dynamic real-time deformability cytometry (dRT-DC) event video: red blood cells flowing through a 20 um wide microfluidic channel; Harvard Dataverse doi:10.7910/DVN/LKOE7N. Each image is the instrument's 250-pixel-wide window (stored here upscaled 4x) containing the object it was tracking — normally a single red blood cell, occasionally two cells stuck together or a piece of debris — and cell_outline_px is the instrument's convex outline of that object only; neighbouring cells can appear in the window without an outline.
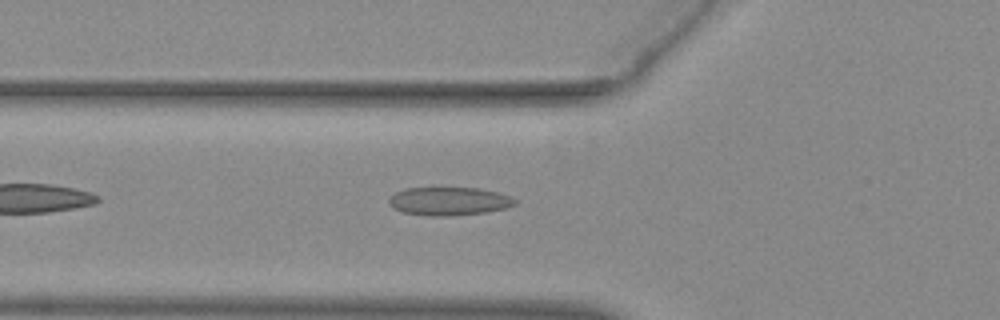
{"species": "common noctule bat (a hibernating species)", "species_latin": "Nyctalus noctula", "temperature_condition": "warm", "stored_images_in_passage": 33, "camera_frame_rate_fps": 3000, "um_per_image_px": 0.085, "animal": {"sex": "female", "body_mass_g": 29.2, "forearm_length_mm": 56.3}, "frame": {"image": 1, "passage_image": 5, "time_ms": 1.333, "image_size_px": [1000, 320], "cell_outline_px": [[516, 204], [508, 208], [484, 212], [448, 216], [428, 216], [404, 212], [392, 208], [388, 204], [388, 200], [396, 192], [408, 188], [476, 188], [496, 192], [512, 196], [516, 200]], "centroid_in_image_um": [38.17, 17.11], "position_along_channel_um": 87.6, "area_um2": 20.69}}
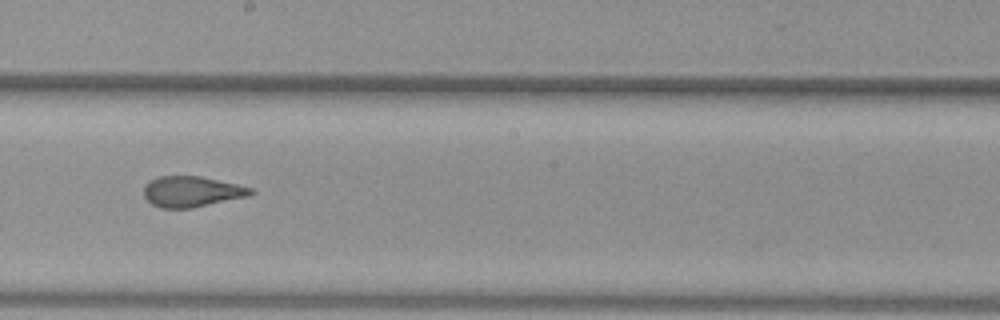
{"frame": {"image": 2, "passage_image": 16, "time_ms": 5.0, "image_size_px": [1000, 320], "cell_outline_px": [[256, 192], [248, 196], [192, 208], [160, 208], [152, 204], [144, 196], [144, 184], [148, 180], [156, 176], [200, 176], [236, 184], [252, 188]], "centroid_in_image_um": [16.26, 16.28], "position_along_channel_um": 231.9, "area_um2": 19.19}}
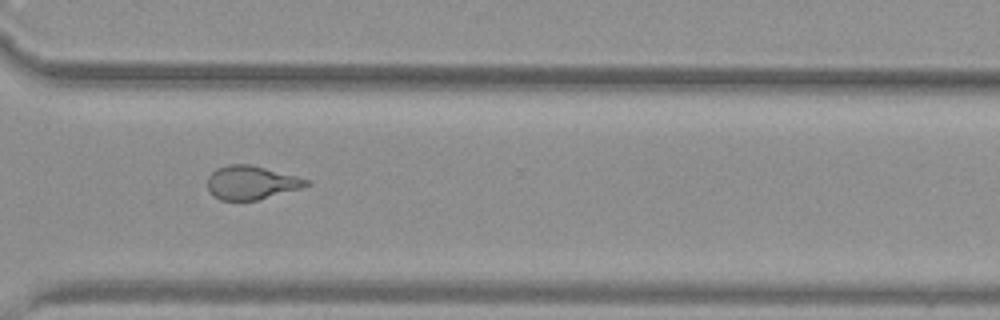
{"frame": {"image": 3, "passage_image": 25, "time_ms": 8.0, "image_size_px": [1000, 320], "cell_outline_px": [[312, 184], [300, 188], [256, 200], [220, 200], [212, 196], [208, 192], [208, 176], [216, 168], [228, 164], [252, 164], [296, 176], [308, 180]], "centroid_in_image_um": [21.31, 15.51], "position_along_channel_um": 349.3, "area_um2": 19.36}, "authors_computed_cell_mechanics": {"area_um2": 19.7676, "velocity_mm_per_s": 3.9215, "shape_relaxation_time_tau1_ms": 10.5468, "shape_relaxation_time_tau2_ms": 1.2682, "deformation_change_tau1": 0.2531, "deformation_change_tau2": 0.0971}}